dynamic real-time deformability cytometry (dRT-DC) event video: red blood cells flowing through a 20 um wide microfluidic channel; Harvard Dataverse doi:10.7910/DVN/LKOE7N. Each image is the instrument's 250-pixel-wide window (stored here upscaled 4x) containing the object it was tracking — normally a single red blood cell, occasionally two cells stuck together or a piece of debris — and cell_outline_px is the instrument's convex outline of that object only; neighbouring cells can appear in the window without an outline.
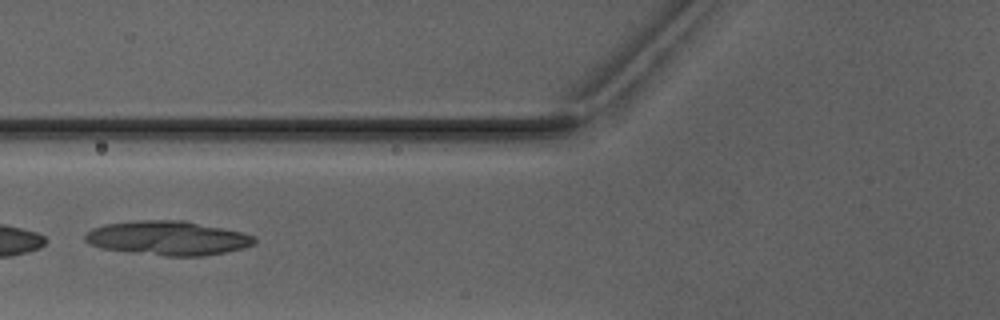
{"species": "Egyptian fruit bat (a non-hibernating species)", "species_latin": "Rousettus aegyptiacus", "temperature_condition": "warm", "stored_images_in_passage": 3, "camera_frame_rate_fps": 3000, "um_per_image_px": 0.085, "animal": {"sex": "male"}, "frame": {"image": 1, "passage_image": 3, "time_ms": 3.0, "image_size_px": [1000, 320], "cell_outline_px": [[256, 244], [244, 248], [204, 256], [164, 256], [100, 248], [84, 240], [84, 236], [92, 228], [104, 224], [136, 220], [184, 220], [240, 232], [256, 236]], "centroid_in_image_um": [14.27, 20.23], "position_along_channel_um": 111.5, "area_um2": 33.76}}